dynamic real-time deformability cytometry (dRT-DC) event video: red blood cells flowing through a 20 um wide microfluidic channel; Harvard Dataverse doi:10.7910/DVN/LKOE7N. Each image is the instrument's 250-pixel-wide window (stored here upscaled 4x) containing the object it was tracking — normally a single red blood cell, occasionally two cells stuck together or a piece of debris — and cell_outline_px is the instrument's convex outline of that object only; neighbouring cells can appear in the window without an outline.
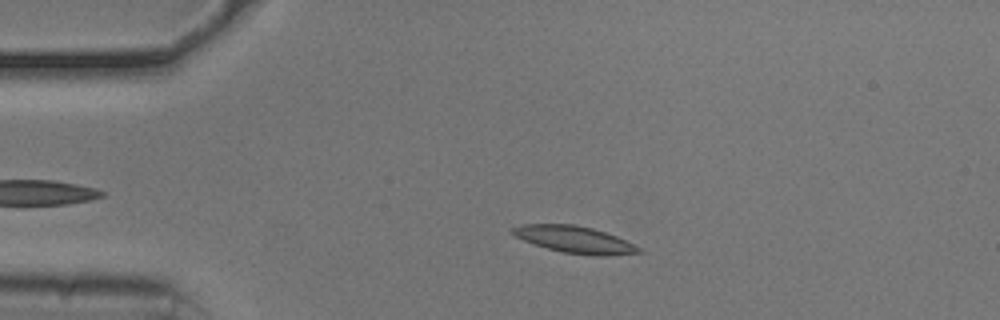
{"species": "common noctule bat (a hibernating species)", "species_latin": "Nyctalus noctula", "temperature_condition": "cold", "stored_images_in_passage": 43, "camera_frame_rate_fps": 3000, "um_per_image_px": 0.085, "animal": {"sex": "male", "body_mass_g": 20.5, "forearm_length_mm": 52.5}, "frame": {"image": 1, "passage_image": 1, "time_ms": 0.0, "image_size_px": [1000, 320], "cell_outline_px": [[644, 252], [604, 256], [600, 256], [564, 252], [548, 248], [524, 240], [508, 232], [512, 228], [520, 224], [576, 224], [592, 228], [616, 236], [640, 248]], "centroid_in_image_um": [48.82, 20.35], "position_along_channel_um": 36.2, "area_um2": 19.48}}
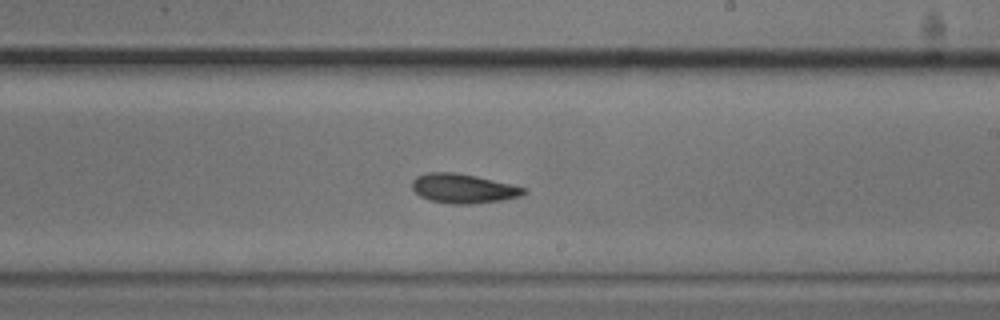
{"frame": {"image": 2, "passage_image": 21, "time_ms": 6.667, "image_size_px": [1000, 320], "cell_outline_px": [[528, 192], [520, 196], [504, 200], [472, 204], [452, 204], [428, 200], [420, 196], [412, 188], [412, 180], [416, 176], [428, 172], [452, 172], [476, 176], [512, 184], [528, 188]], "centroid_in_image_um": [39.4, 16.03], "position_along_channel_um": 249.6, "area_um2": 19.31}}
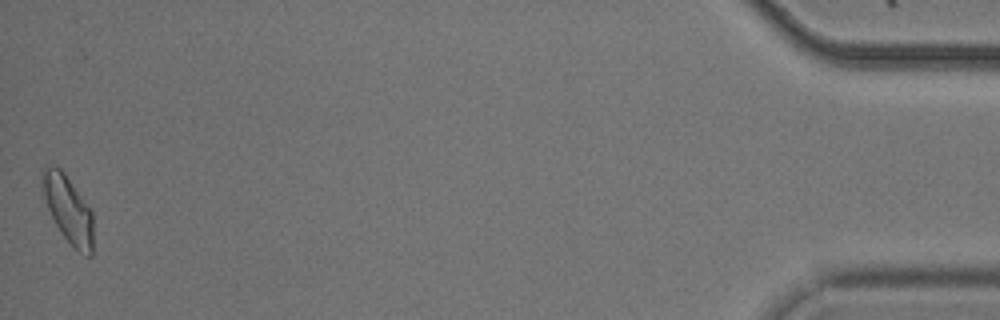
{"frame": {"image": 3, "passage_image": 43, "time_ms": 14.0, "image_size_px": [1000, 320], "cell_outline_px": [[92, 256], [88, 256], [80, 252], [60, 232], [48, 208], [44, 196], [44, 164], [56, 164], [64, 172], [92, 212]], "centroid_in_image_um": [5.8, 17.77], "position_along_channel_um": 429.4, "area_um2": 19.19}, "authors_computed_cell_mechanics": {"area_um2": 19.0162, "velocity_mm_per_s": 3.7407, "shape_relaxation_time_tau1_ms": 4.1374, "shape_relaxation_time_tau2_ms": 4.4397, "deformation_change_tau1": 0.1166, "deformation_change_tau2": 0.1179}}